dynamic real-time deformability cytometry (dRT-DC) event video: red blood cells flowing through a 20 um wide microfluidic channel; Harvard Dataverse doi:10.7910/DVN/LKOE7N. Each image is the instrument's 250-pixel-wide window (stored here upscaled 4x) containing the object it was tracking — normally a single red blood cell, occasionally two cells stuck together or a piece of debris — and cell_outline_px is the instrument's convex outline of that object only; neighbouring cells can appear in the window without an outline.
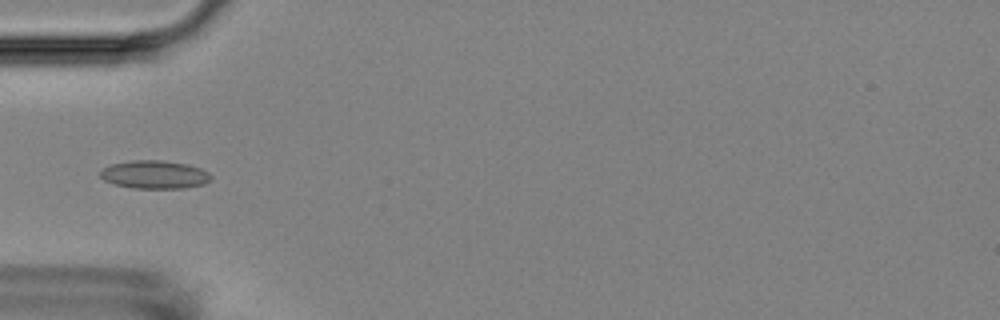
{"species": "Egyptian fruit bat (a non-hibernating species)", "species_latin": "Rousettus aegyptiacus", "temperature_condition": "room temperature", "stored_images_in_passage": 7, "camera_frame_rate_fps": 3000, "um_per_image_px": 0.085, "animal": {"sex": "female"}, "frame": {"image": 1, "passage_image": 6, "time_ms": 6.0, "image_size_px": [1000, 320], "cell_outline_px": [[212, 180], [204, 184], [184, 188], [132, 188], [116, 184], [104, 180], [100, 176], [100, 172], [104, 168], [112, 164], [132, 160], [160, 160], [188, 164], [200, 168], [208, 172], [212, 176]], "centroid_in_image_um": [13.18, 14.84], "position_along_channel_um": 71.8, "area_um2": 18.15}}
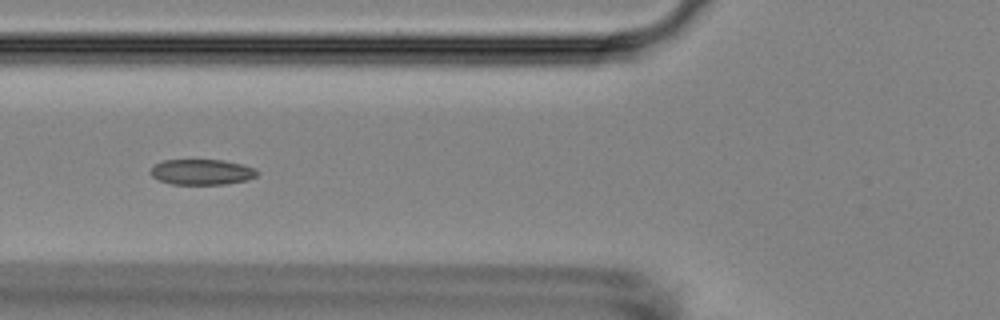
{"frame": {"image": 2, "passage_image": 7, "time_ms": 7.0, "image_size_px": [1000, 320], "cell_outline_px": [[260, 172], [256, 176], [248, 180], [224, 184], [172, 184], [160, 180], [152, 176], [148, 172], [156, 164], [164, 160], [224, 160], [256, 168]], "centroid_in_image_um": [17.18, 14.62], "position_along_channel_um": 108.6, "area_um2": 15.84}}